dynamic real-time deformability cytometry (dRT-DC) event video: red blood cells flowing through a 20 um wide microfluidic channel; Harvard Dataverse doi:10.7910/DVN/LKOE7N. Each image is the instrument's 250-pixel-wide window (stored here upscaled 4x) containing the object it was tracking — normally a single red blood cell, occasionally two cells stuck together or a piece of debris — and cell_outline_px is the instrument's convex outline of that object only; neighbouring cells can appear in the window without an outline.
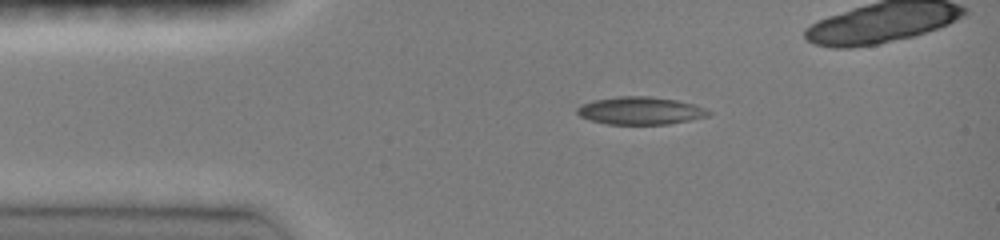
{"species": "common noctule bat (a hibernating species)", "species_latin": "Nyctalus noctula", "temperature_condition": "room temperature", "stored_images_in_passage": 34, "camera_frame_rate_fps": 3000, "um_per_image_px": 0.085, "animal": {"sex": "female", "body_mass_g": 19.0, "forearm_length_mm": 51.5}, "frame": {"image": 1, "passage_image": 1, "time_ms": 0.0, "image_size_px": [1000, 240], "cell_outline_px": [[712, 112], [708, 116], [668, 124], [608, 124], [592, 120], [580, 116], [576, 112], [576, 108], [580, 104], [592, 100], [620, 96], [648, 96], [676, 100], [692, 104], [704, 108]], "centroid_in_image_um": [54.39, 9.4], "position_along_channel_um": 30.6, "area_um2": 21.04}}
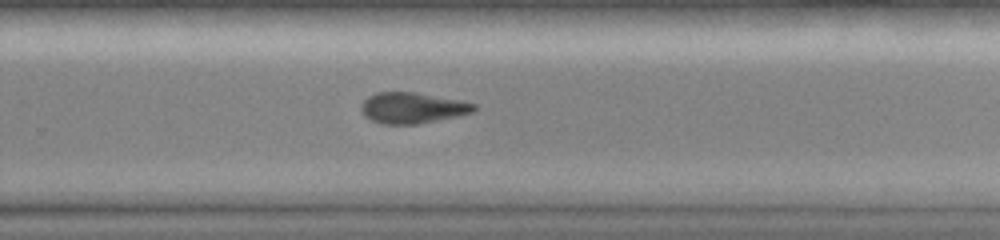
{"frame": {"image": 2, "passage_image": 23, "time_ms": 7.333, "image_size_px": [1000, 240], "cell_outline_px": [[476, 108], [472, 112], [456, 116], [416, 124], [384, 124], [372, 120], [364, 116], [360, 108], [360, 104], [368, 96], [376, 92], [416, 92], [460, 100], [476, 104]], "centroid_in_image_um": [35.01, 9.16], "position_along_channel_um": 294.8, "area_um2": 20.23}}
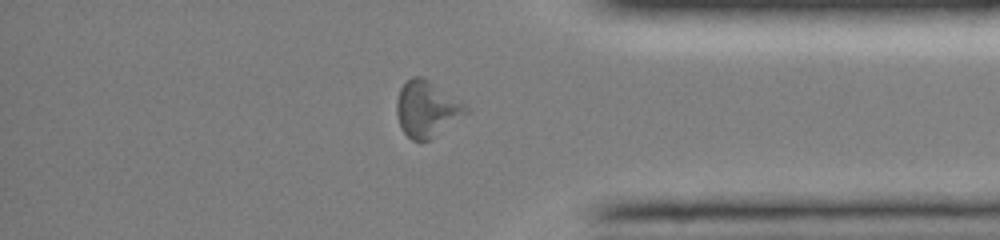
{"frame": {"image": 3, "passage_image": 31, "time_ms": 10.0, "image_size_px": [1000, 240], "cell_outline_px": [[468, 112], [432, 140], [412, 140], [404, 132], [400, 124], [396, 112], [396, 100], [400, 88], [412, 76], [420, 76], [428, 80], [464, 104], [468, 108]], "centroid_in_image_um": [36.25, 9.28], "position_along_channel_um": 398.9, "area_um2": 22.25}}